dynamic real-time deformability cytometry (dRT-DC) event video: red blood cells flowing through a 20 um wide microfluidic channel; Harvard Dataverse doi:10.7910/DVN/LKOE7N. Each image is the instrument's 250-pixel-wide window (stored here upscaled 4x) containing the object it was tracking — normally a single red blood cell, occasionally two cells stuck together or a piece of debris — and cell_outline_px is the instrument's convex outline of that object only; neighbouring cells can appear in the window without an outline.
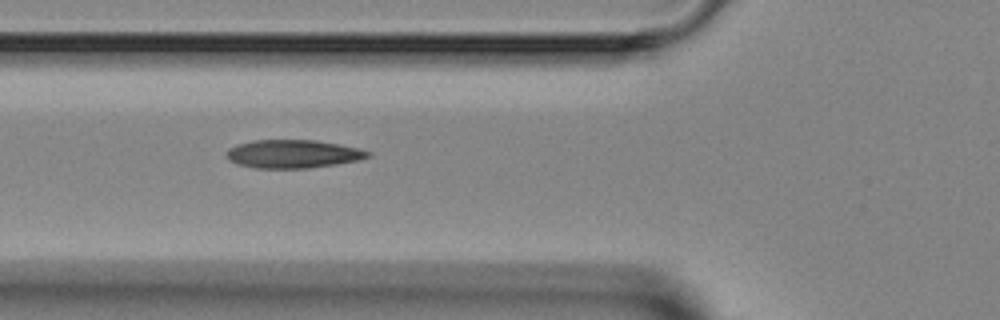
{"species": "Egyptian fruit bat (a non-hibernating species)", "species_latin": "Rousettus aegyptiacus", "temperature_condition": "room temperature", "stored_images_in_passage": 7, "camera_frame_rate_fps": 3000, "um_per_image_px": 0.085, "animal": {"sex": "female"}, "frame": {"image": 1, "passage_image": 4, "time_ms": 4.333, "image_size_px": [1000, 320], "cell_outline_px": [[372, 156], [356, 160], [336, 164], [308, 168], [256, 168], [236, 164], [228, 160], [224, 156], [228, 148], [236, 144], [252, 140], [316, 140], [340, 144], [372, 152]], "centroid_in_image_um": [24.84, 13.08], "position_along_channel_um": 101.0, "area_um2": 23.47}}
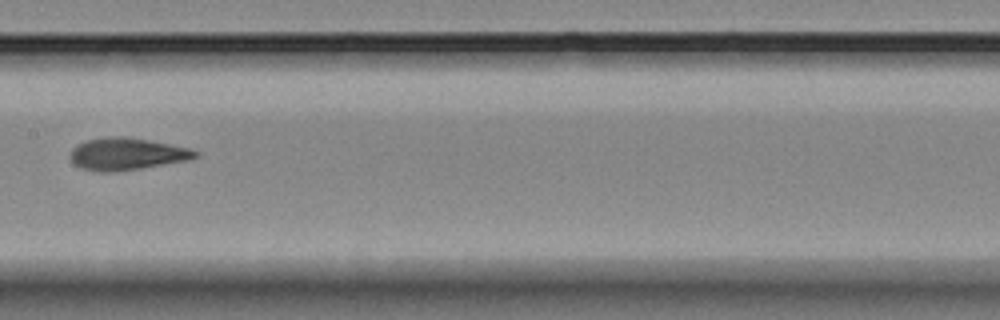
{"frame": {"image": 2, "passage_image": 6, "time_ms": 6.667, "image_size_px": [1000, 320], "cell_outline_px": [[200, 156], [192, 160], [116, 172], [100, 172], [80, 168], [68, 156], [72, 148], [88, 140], [108, 136], [124, 136], [148, 140], [192, 148], [200, 152]], "centroid_in_image_um": [10.84, 13.09], "position_along_channel_um": 196.6, "area_um2": 23.7}}
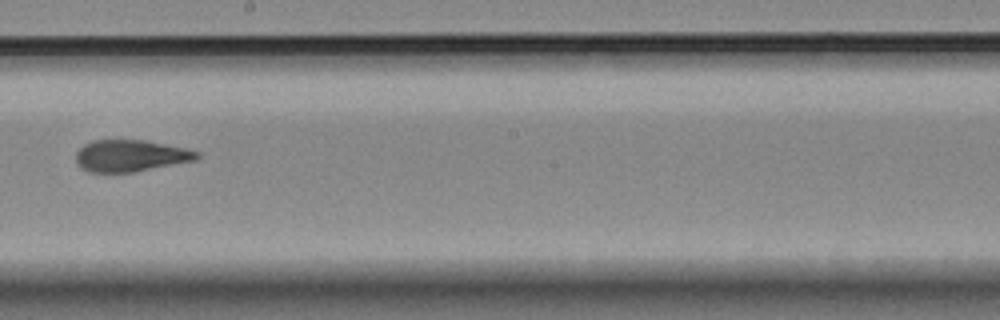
{"frame": {"image": 3, "passage_image": 7, "time_ms": 7.667, "image_size_px": [1000, 320], "cell_outline_px": [[200, 156], [196, 160], [132, 172], [88, 172], [80, 168], [76, 160], [76, 152], [84, 144], [92, 140], [144, 140], [184, 148], [200, 152]], "centroid_in_image_um": [11.07, 13.24], "position_along_channel_um": 237.1, "area_um2": 22.25}}